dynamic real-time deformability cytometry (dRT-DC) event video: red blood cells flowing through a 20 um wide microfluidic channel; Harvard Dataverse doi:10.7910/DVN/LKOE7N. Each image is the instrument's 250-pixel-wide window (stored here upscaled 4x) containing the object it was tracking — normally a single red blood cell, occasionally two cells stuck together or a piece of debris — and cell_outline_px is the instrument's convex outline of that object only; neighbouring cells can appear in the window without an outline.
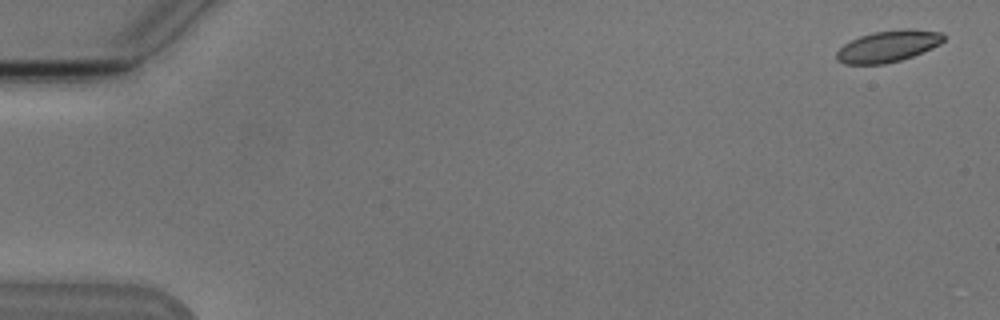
{"species": "Egyptian fruit bat (a non-hibernating species)", "species_latin": "Rousettus aegyptiacus", "temperature_condition": "cold", "stored_images_in_passage": 6, "camera_frame_rate_fps": 3000, "um_per_image_px": 0.085, "animal": {"sex": "male"}, "frame": {"image": 1, "passage_image": 1, "time_ms": 0.0, "image_size_px": [1000, 320], "cell_outline_px": [[944, 40], [940, 44], [932, 48], [912, 56], [900, 60], [884, 64], [844, 64], [836, 60], [836, 52], [844, 44], [860, 36], [876, 32], [904, 28], [908, 28], [940, 32], [944, 36]], "centroid_in_image_um": [75.48, 3.93], "position_along_channel_um": 9.5, "area_um2": 19.54}}